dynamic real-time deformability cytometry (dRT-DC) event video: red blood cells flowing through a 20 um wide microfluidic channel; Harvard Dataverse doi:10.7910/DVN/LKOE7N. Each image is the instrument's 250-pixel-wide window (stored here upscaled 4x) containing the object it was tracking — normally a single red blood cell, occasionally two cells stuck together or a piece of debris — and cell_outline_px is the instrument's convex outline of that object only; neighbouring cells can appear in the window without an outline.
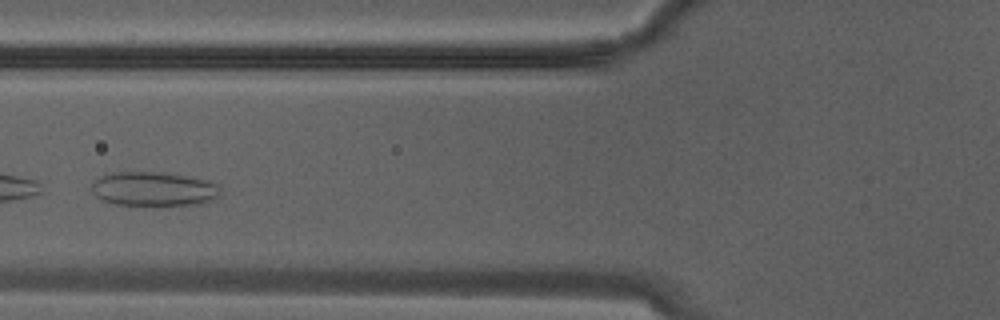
{"species": "Egyptian fruit bat (a non-hibernating species)", "species_latin": "Rousettus aegyptiacus", "temperature_condition": "warm", "stored_images_in_passage": 26, "camera_frame_rate_fps": 3000, "um_per_image_px": 0.085, "animal": {"sex": "male"}, "frame": {"image": 1, "passage_image": 8, "time_ms": 2.333, "image_size_px": [1000, 320], "cell_outline_px": [[220, 196], [216, 200], [204, 204], [116, 204], [104, 200], [96, 196], [92, 192], [92, 180], [100, 176], [112, 172], [164, 172], [188, 176], [208, 180], [220, 184]], "centroid_in_image_um": [13.13, 16.04], "position_along_channel_um": 112.7, "area_um2": 25.84}}